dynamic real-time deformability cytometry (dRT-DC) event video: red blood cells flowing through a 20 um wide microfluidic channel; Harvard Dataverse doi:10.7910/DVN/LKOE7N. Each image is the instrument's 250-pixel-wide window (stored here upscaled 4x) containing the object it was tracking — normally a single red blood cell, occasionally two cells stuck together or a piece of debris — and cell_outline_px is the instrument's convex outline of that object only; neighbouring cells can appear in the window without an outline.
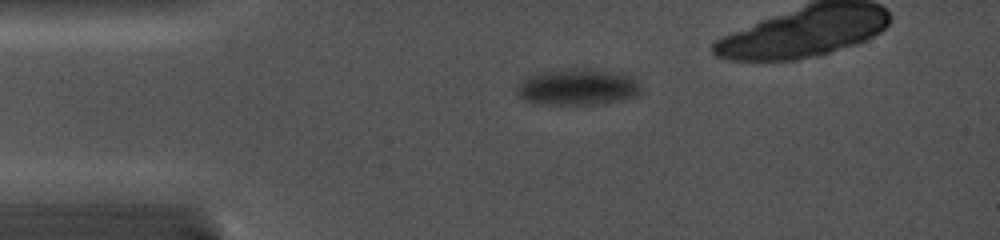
{"species": "common noctule bat (a hibernating species)", "species_latin": "Nyctalus noctula", "temperature_condition": "cold", "stored_images_in_passage": 35, "camera_frame_rate_fps": 5000, "um_per_image_px": 0.085, "animal": {"sex": "female", "body_mass_g": 19.0, "forearm_length_mm": 56.7}, "frame": {"image": 1, "passage_image": 1, "time_ms": 0.0, "image_size_px": [1000, 240], "cell_outline_px": [[640, 92], [636, 96], [624, 100], [596, 104], [544, 104], [524, 100], [516, 92], [516, 88], [528, 76], [540, 72], [576, 68], [612, 72], [632, 76], [636, 80], [640, 88]], "centroid_in_image_um": [49.1, 7.41], "position_along_channel_um": 35.9, "area_um2": 25.89}}
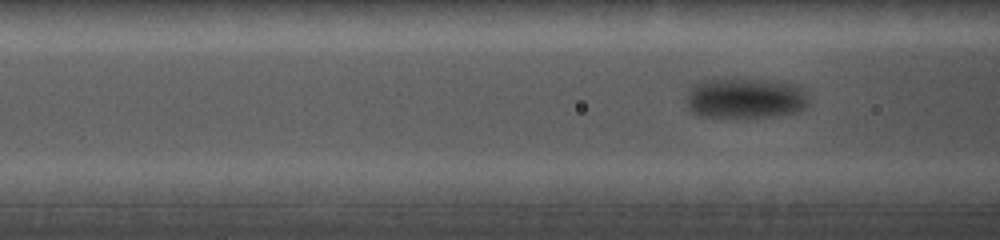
{"frame": {"image": 2, "passage_image": 14, "time_ms": 2.8, "image_size_px": [1000, 240], "cell_outline_px": [[808, 108], [800, 112], [748, 120], [696, 116], [688, 112], [688, 88], [692, 84], [704, 80], [736, 76], [776, 80], [800, 84], [808, 96]], "centroid_in_image_um": [63.37, 8.35], "position_along_channel_um": 103.2, "area_um2": 31.27}}
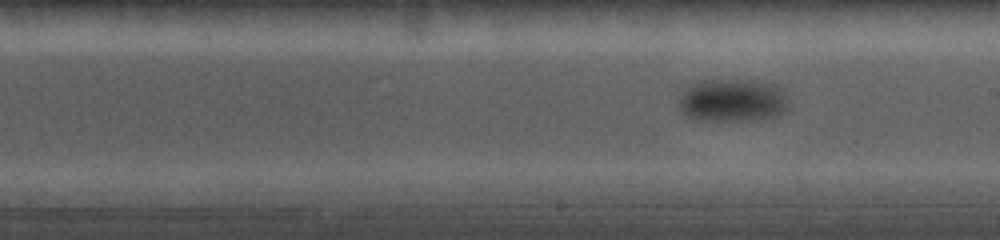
{"frame": {"image": 3, "passage_image": 30, "time_ms": 6.2, "image_size_px": [1000, 240], "cell_outline_px": [[788, 112], [780, 116], [756, 120], [692, 120], [680, 108], [680, 96], [692, 84], [700, 80], [760, 80], [776, 84], [784, 92], [788, 104]], "centroid_in_image_um": [62.35, 8.53], "position_along_channel_um": 226.7, "area_um2": 27.8}}